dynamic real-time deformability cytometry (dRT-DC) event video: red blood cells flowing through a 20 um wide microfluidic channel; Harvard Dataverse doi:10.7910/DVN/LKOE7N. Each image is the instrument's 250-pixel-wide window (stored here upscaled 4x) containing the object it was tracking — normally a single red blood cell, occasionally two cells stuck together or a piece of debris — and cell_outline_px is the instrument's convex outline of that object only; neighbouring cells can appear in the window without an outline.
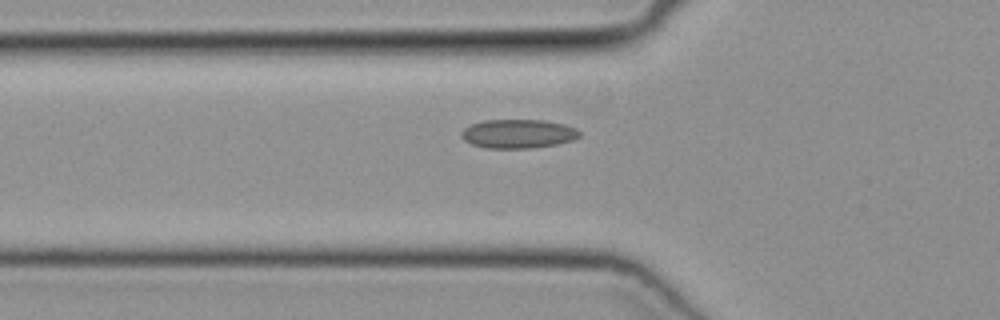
{"species": "common noctule bat (a hibernating species)", "species_latin": "Nyctalus noctula", "temperature_condition": "cold", "stored_images_in_passage": 16, "camera_frame_rate_fps": 3000, "um_per_image_px": 0.085, "animal": {"sex": "female", "body_mass_g": 19.3, "forearm_length_mm": 54.1}, "frame": {"image": 1, "passage_image": 8, "time_ms": 2.333, "image_size_px": [1000, 320], "cell_outline_px": [[580, 136], [576, 140], [556, 144], [528, 148], [488, 148], [472, 144], [464, 140], [460, 136], [460, 132], [464, 128], [472, 124], [484, 120], [544, 120], [564, 124], [576, 128], [580, 132]], "centroid_in_image_um": [44.05, 11.36], "position_along_channel_um": 81.7, "area_um2": 19.94}}
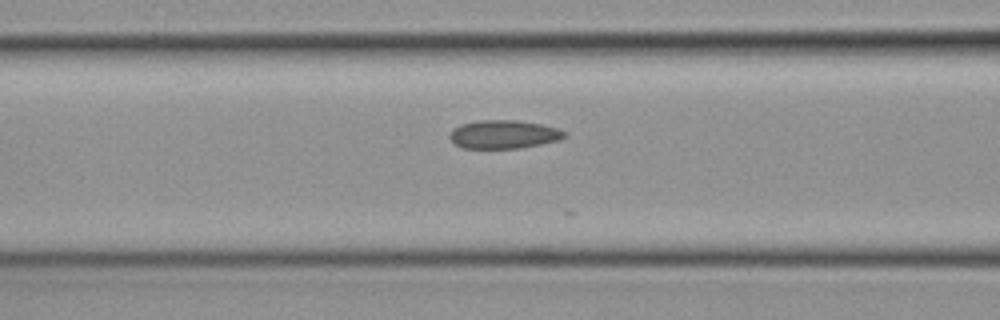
{"frame": {"image": 2, "passage_image": 11, "time_ms": 3.333, "image_size_px": [1000, 320], "cell_outline_px": [[568, 136], [560, 140], [520, 148], [464, 148], [456, 144], [448, 136], [452, 128], [460, 124], [480, 120], [516, 120], [540, 124], [556, 128], [568, 132]], "centroid_in_image_um": [42.83, 11.42], "position_along_channel_um": 123.8, "area_um2": 19.07}}
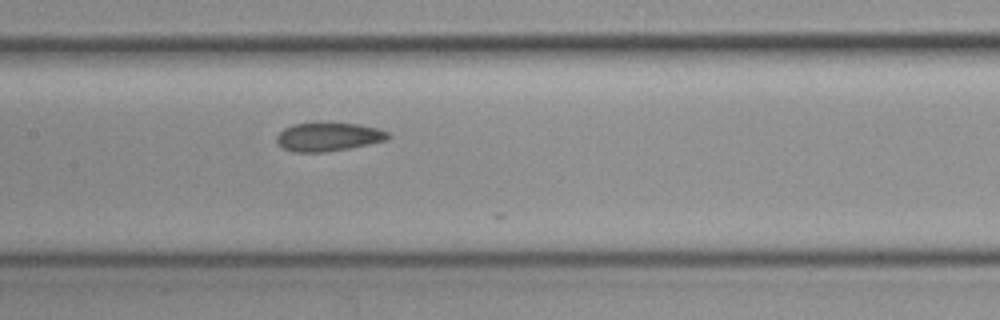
{"frame": {"image": 3, "passage_image": 15, "time_ms": 4.667, "image_size_px": [1000, 320], "cell_outline_px": [[392, 136], [388, 140], [348, 148], [324, 152], [292, 152], [284, 148], [276, 140], [276, 136], [284, 128], [292, 124], [320, 120], [360, 124], [380, 128], [388, 132]], "centroid_in_image_um": [27.93, 11.58], "position_along_channel_um": 179.5, "area_um2": 19.31}}